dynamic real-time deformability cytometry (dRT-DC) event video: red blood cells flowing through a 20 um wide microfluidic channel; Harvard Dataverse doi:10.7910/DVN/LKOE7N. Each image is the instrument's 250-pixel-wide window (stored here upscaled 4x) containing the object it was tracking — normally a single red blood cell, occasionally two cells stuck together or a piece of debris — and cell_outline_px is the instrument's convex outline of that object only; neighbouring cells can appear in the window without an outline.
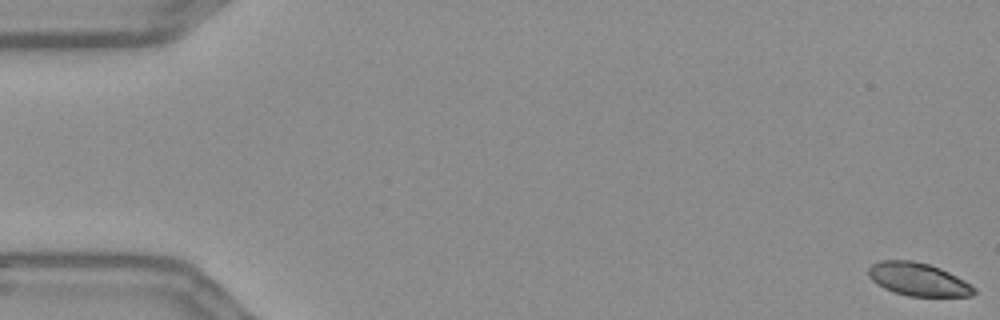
{"species": "Egyptian fruit bat (a non-hibernating species)", "species_latin": "Rousettus aegyptiacus", "temperature_condition": "warm", "stored_images_in_passage": 57, "camera_frame_rate_fps": 3000, "um_per_image_px": 0.085, "frame": {"image": 1, "passage_image": 1, "time_ms": 0.0, "image_size_px": [1000, 320], "cell_outline_px": [[976, 292], [972, 296], [908, 296], [884, 288], [876, 284], [868, 276], [868, 268], [872, 264], [880, 260], [912, 260], [928, 264], [940, 268], [972, 284], [976, 288]], "centroid_in_image_um": [78.04, 23.74], "position_along_channel_um": 7.0, "area_um2": 20.35}}
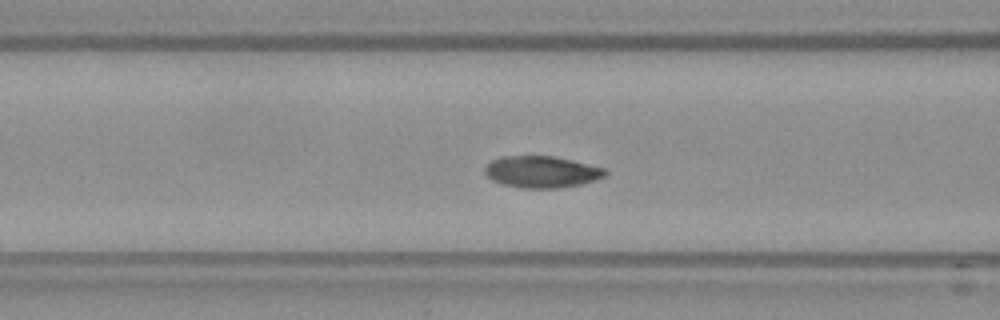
{"frame": {"image": 2, "passage_image": 23, "time_ms": 7.333, "image_size_px": [1000, 320], "cell_outline_px": [[608, 172], [604, 176], [596, 180], [580, 184], [560, 188], [524, 188], [504, 184], [492, 180], [484, 172], [484, 168], [492, 160], [500, 156], [552, 156], [572, 160], [604, 168]], "centroid_in_image_um": [46.04, 14.6], "position_along_channel_um": 120.6, "area_um2": 22.08}}
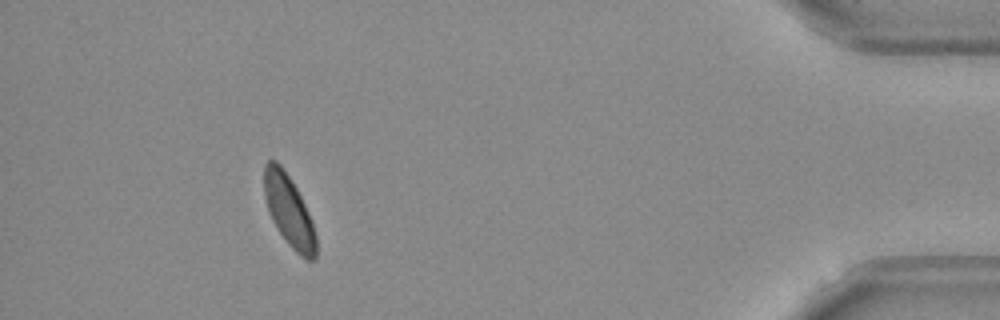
{"frame": {"image": 3, "passage_image": 52, "time_ms": 17.0, "image_size_px": [1000, 320], "cell_outline_px": [[316, 256], [312, 260], [308, 260], [300, 256], [288, 244], [272, 220], [268, 212], [264, 196], [264, 164], [268, 160], [276, 160], [280, 164], [296, 188], [312, 220], [316, 236]], "centroid_in_image_um": [24.55, 17.92], "position_along_channel_um": 410.7, "area_um2": 21.39}, "authors_computed_cell_mechanics": {"area_um2": 22.0218, "velocity_mm_per_s": 3.6205, "shape_relaxation_time_tau1_ms": 3.2354, "shape_relaxation_time_tau2_ms": null, "deformation_change_tau1": 0.0972, "deformation_change_tau2": null}}